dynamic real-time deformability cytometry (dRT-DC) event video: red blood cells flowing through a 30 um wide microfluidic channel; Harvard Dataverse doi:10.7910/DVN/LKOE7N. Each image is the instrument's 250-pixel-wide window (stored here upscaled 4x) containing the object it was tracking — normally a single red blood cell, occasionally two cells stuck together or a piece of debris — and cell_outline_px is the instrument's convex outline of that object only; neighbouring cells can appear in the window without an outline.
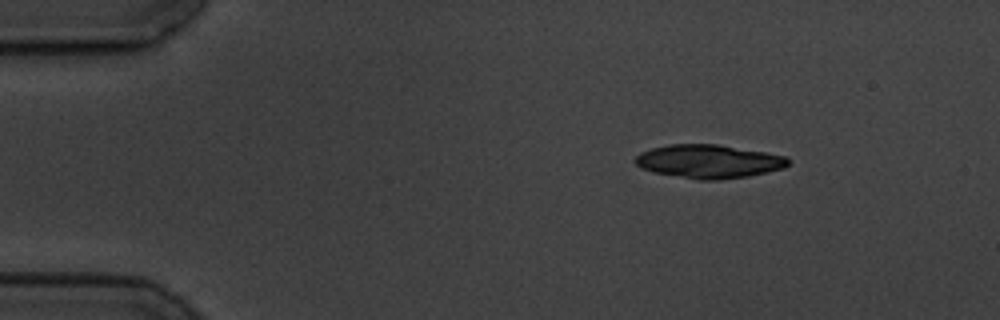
{"species": "common noctule bat (a hibernating species)", "species_latin": "Nyctalus noctula", "temperature_condition": "cold", "stored_images_in_passage": 9, "camera_frame_rate_fps": 3000, "um_per_image_px": 0.085, "animal": {"sex": "male", "body_mass_g": 19.5, "forearm_length_mm": 54.6}, "frame": {"image": 1, "passage_image": 1, "time_ms": 0.0, "image_size_px": [1000, 320], "cell_outline_px": [[788, 164], [784, 168], [748, 176], [716, 180], [700, 180], [656, 172], [644, 168], [636, 164], [632, 160], [640, 152], [652, 148], [668, 144], [716, 144], [788, 156]], "centroid_in_image_um": [60.24, 13.71], "position_along_channel_um": 24.8, "area_um2": 29.59}}
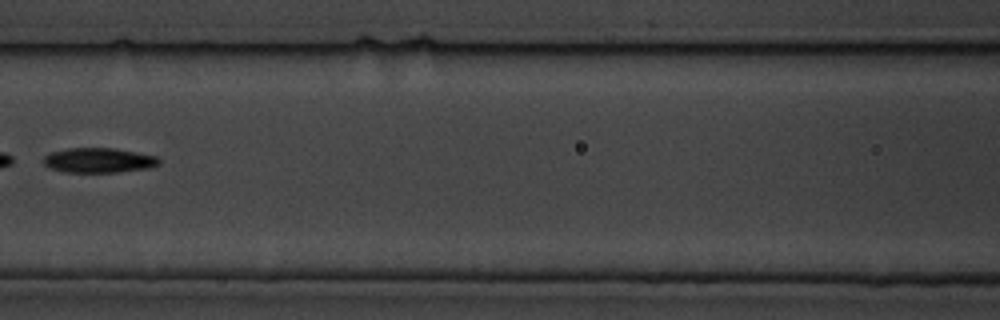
{"frame": {"image": 2, "passage_image": 6, "time_ms": 6.0, "image_size_px": [1000, 320], "cell_outline_px": [[160, 164], [152, 168], [116, 172], [64, 172], [52, 168], [44, 164], [44, 156], [52, 152], [68, 148], [116, 148], [156, 156], [160, 160]], "centroid_in_image_um": [8.44, 13.62], "position_along_channel_um": 158.2, "area_um2": 16.7}}
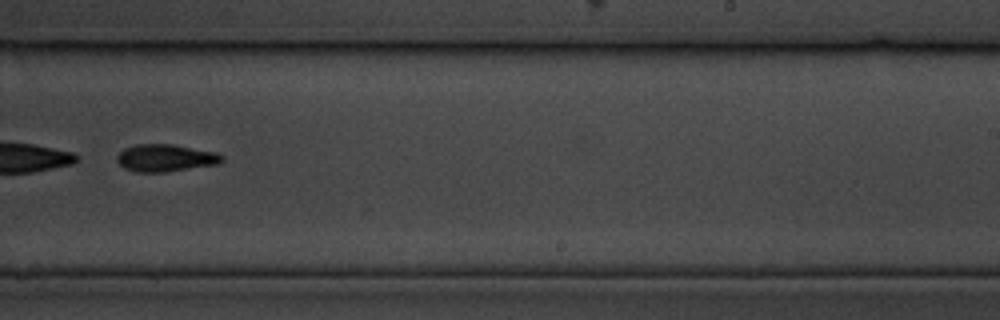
{"frame": {"image": 3, "passage_image": 9, "time_ms": 9.333, "image_size_px": [1000, 320], "cell_outline_px": [[224, 160], [220, 164], [164, 172], [136, 172], [124, 168], [116, 160], [116, 156], [124, 148], [136, 144], [172, 144], [216, 152], [224, 156]], "centroid_in_image_um": [14.08, 13.42], "position_along_channel_um": 274.9, "area_um2": 16.82}}